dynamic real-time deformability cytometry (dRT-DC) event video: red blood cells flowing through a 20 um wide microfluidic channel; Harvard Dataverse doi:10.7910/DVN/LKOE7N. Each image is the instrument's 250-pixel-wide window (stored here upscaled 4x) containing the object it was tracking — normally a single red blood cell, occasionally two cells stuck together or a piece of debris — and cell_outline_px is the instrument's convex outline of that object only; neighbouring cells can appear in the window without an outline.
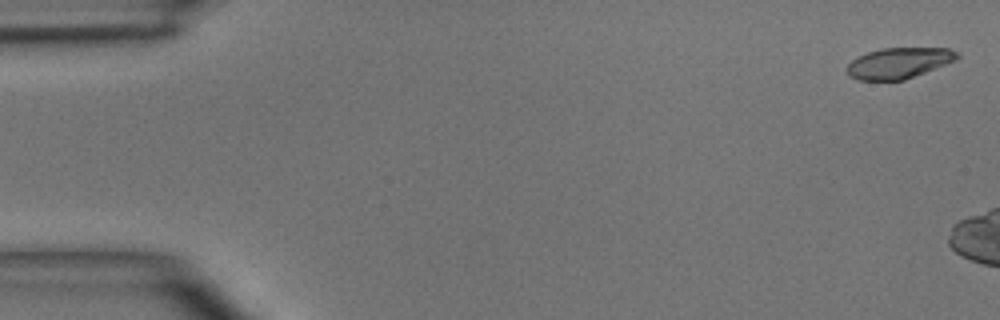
{"species": "common noctule bat (a hibernating species)", "species_latin": "Nyctalus noctula", "temperature_condition": "room temperature", "stored_images_in_passage": 3, "camera_frame_rate_fps": 3000, "um_per_image_px": 0.085, "animal": {"sex": "male", "body_mass_g": 15.6}, "frame": {"image": 1, "passage_image": 1, "time_ms": 0.0, "image_size_px": [1000, 320], "cell_outline_px": [[960, 56], [956, 60], [904, 80], [860, 80], [848, 76], [844, 68], [856, 56], [868, 52], [884, 48], [948, 48], [960, 52]], "centroid_in_image_um": [76.37, 5.35], "position_along_channel_um": 8.6, "area_um2": 19.88}}